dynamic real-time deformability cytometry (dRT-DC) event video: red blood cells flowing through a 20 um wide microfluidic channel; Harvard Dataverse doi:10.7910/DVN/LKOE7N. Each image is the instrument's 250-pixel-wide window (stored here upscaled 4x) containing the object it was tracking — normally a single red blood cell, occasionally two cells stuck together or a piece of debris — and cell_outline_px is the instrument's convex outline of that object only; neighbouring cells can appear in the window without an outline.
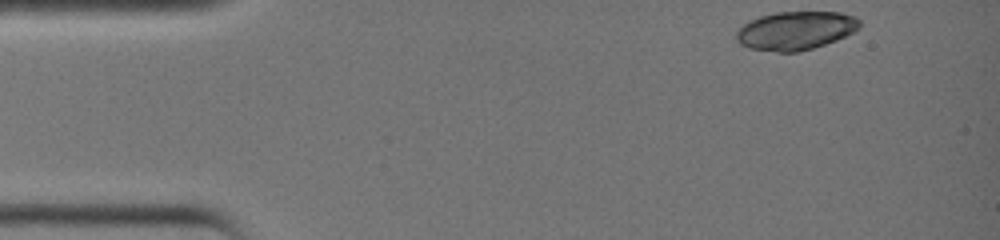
{"species": "common noctule bat (a hibernating species)", "species_latin": "Nyctalus noctula", "temperature_condition": "warm", "stored_images_in_passage": 31, "camera_frame_rate_fps": 3000, "um_per_image_px": 0.085, "animal": {"sex": "female", "body_mass_g": 19.0, "forearm_length_mm": 51.5}, "frame": {"image": 1, "passage_image": 1, "time_ms": 0.0, "image_size_px": [1000, 240], "cell_outline_px": [[860, 28], [836, 40], [812, 48], [796, 52], [776, 52], [748, 48], [740, 44], [736, 40], [736, 32], [744, 24], [760, 16], [776, 12], [840, 12], [856, 16], [860, 20]], "centroid_in_image_um": [67.63, 2.6], "position_along_channel_um": 17.4, "area_um2": 27.57}}
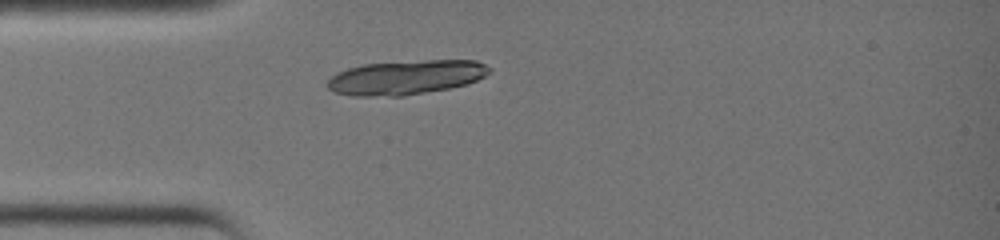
{"frame": {"image": 2, "passage_image": 8, "time_ms": 2.333, "image_size_px": [1000, 240], "cell_outline_px": [[492, 68], [484, 76], [468, 84], [448, 88], [404, 96], [352, 96], [332, 92], [324, 84], [336, 72], [348, 68], [364, 64], [428, 60], [476, 60]], "centroid_in_image_um": [34.46, 6.58], "position_along_channel_um": 50.5, "area_um2": 32.48}}
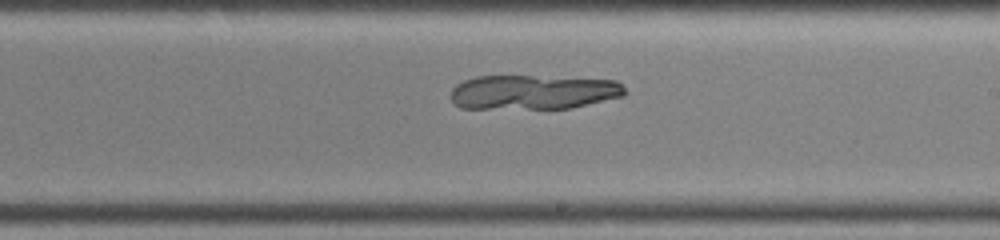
{"frame": {"image": 3, "passage_image": 20, "time_ms": 6.333, "image_size_px": [1000, 240], "cell_outline_px": [[628, 92], [624, 96], [572, 108], [460, 108], [448, 96], [452, 88], [456, 84], [464, 80], [476, 76], [532, 76], [616, 80]], "centroid_in_image_um": [45.3, 7.83], "position_along_channel_um": 243.7, "area_um2": 35.08}}